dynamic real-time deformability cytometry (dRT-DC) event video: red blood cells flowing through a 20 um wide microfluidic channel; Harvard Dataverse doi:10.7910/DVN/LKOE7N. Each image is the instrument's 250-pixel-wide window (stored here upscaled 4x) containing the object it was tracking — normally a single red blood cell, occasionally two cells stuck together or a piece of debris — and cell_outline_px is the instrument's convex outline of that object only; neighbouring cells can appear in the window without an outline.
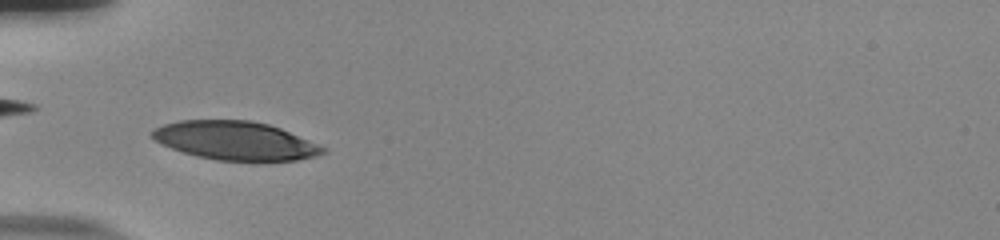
{"species": "human", "species_latin": "Homo sapiens", "temperature_condition": "room temperature", "stored_images_in_passage": 47, "camera_frame_rate_fps": 3000, "um_per_image_px": 0.085, "donor": {"sex": "male"}, "frame": {"image": 1, "passage_image": 11, "time_ms": 3.333, "image_size_px": [1000, 240], "cell_outline_px": [[328, 152], [316, 156], [296, 160], [216, 160], [196, 156], [160, 144], [148, 132], [152, 128], [164, 124], [180, 120], [252, 120], [268, 124], [280, 128], [328, 148]], "centroid_in_image_um": [19.99, 11.94], "position_along_channel_um": 65.0, "area_um2": 38.38}}
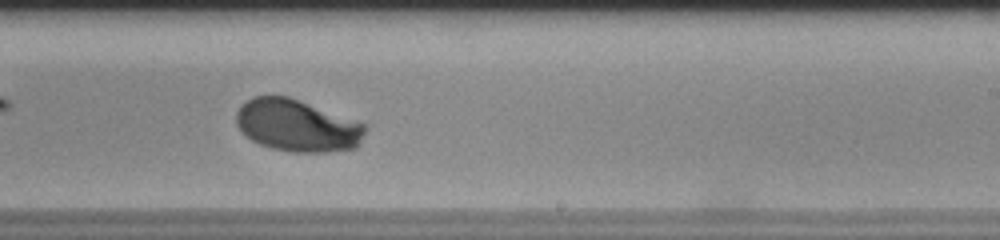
{"frame": {"image": 2, "passage_image": 27, "time_ms": 8.667, "image_size_px": [1000, 240], "cell_outline_px": [[368, 128], [356, 148], [328, 152], [292, 152], [272, 148], [260, 144], [252, 140], [240, 132], [236, 124], [236, 112], [240, 104], [252, 96], [288, 96], [368, 124]], "centroid_in_image_um": [25.25, 10.67], "position_along_channel_um": 263.7, "area_um2": 39.54}}
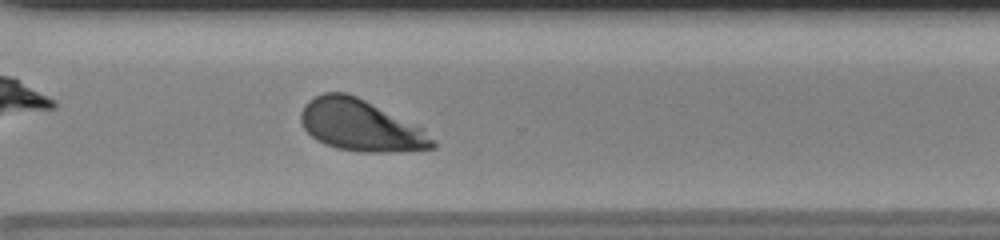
{"frame": {"image": 3, "passage_image": 33, "time_ms": 10.667, "image_size_px": [1000, 240], "cell_outline_px": [[436, 148], [396, 152], [356, 152], [336, 148], [324, 144], [316, 140], [304, 128], [300, 120], [300, 112], [304, 104], [308, 100], [324, 92], [344, 92], [356, 96], [420, 124], [424, 128], [436, 144]], "centroid_in_image_um": [30.68, 10.66], "position_along_channel_um": 339.9, "area_um2": 40.11}, "authors_computed_cell_mechanics": {"area_um2": 39.4196, "velocity_mm_per_s": 3.7909, "shape_relaxation_time_tau1_ms": 2.5496, "shape_relaxation_time_tau2_ms": null, "deformation_change_tau1": 0.1584, "deformation_change_tau2": null}}